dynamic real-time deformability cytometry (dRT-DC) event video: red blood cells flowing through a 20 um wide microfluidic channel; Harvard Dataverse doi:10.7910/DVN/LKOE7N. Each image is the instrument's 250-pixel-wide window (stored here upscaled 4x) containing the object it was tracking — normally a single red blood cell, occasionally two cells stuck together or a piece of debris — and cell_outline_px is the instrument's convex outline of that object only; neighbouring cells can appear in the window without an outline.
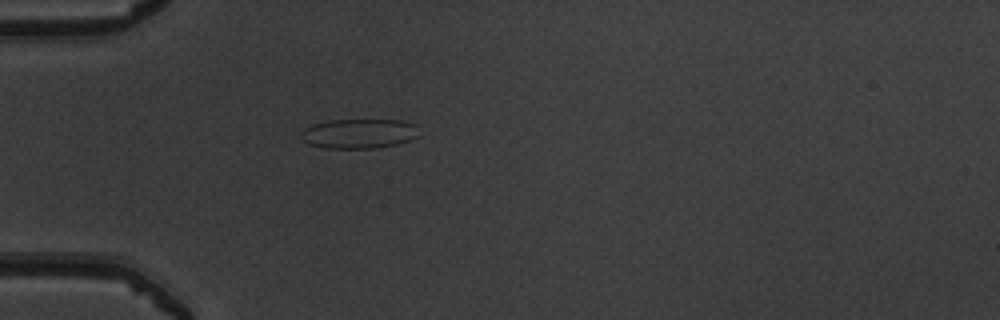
{"species": "common noctule bat (a hibernating species)", "species_latin": "Nyctalus noctula", "temperature_condition": "warm", "stored_images_in_passage": 37, "camera_frame_rate_fps": 3000, "um_per_image_px": 0.085, "animal": {"sex": "male", "body_mass_g": 19.5, "forearm_length_mm": 54.6}, "frame": {"image": 1, "passage_image": 1, "time_ms": 0.0, "image_size_px": [1000, 320], "cell_outline_px": [[420, 136], [396, 144], [372, 148], [324, 148], [308, 144], [300, 136], [300, 132], [304, 128], [312, 124], [332, 120], [404, 120], [416, 124]], "centroid_in_image_um": [30.51, 11.35], "position_along_channel_um": 54.5, "area_um2": 20.46}}
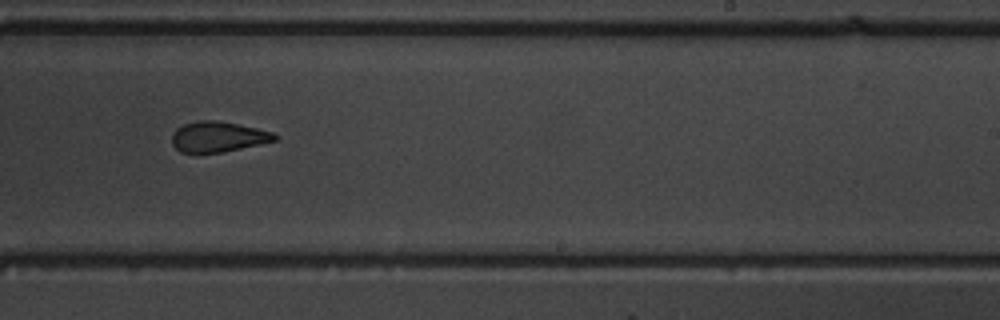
{"frame": {"image": 2, "passage_image": 18, "time_ms": 5.667, "image_size_px": [1000, 320], "cell_outline_px": [[280, 136], [276, 140], [260, 144], [224, 152], [180, 152], [172, 144], [172, 132], [176, 128], [184, 124], [196, 120], [216, 120], [256, 128], [272, 132]], "centroid_in_image_um": [18.52, 11.62], "position_along_channel_um": 270.5, "area_um2": 18.21}}
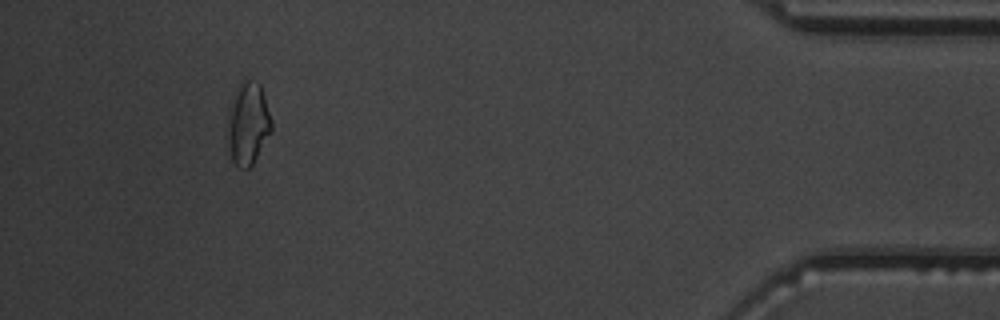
{"frame": {"image": 3, "passage_image": 33, "time_ms": 10.667, "image_size_px": [1000, 320], "cell_outline_px": [[272, 128], [252, 164], [248, 168], [240, 168], [232, 160], [228, 128], [228, 108], [232, 96], [240, 80], [244, 76], [260, 84], [272, 120]], "centroid_in_image_um": [21.07, 10.39], "position_along_channel_um": 414.1, "area_um2": 20.87}, "authors_computed_cell_mechanics": {"area_um2": 19.3052, "velocity_mm_per_s": 4.0002, "shape_relaxation_time_tau1_ms": null, "shape_relaxation_time_tau2_ms": 1.5066, "deformation_change_tau1": null, "deformation_change_tau2": 0.0813}}